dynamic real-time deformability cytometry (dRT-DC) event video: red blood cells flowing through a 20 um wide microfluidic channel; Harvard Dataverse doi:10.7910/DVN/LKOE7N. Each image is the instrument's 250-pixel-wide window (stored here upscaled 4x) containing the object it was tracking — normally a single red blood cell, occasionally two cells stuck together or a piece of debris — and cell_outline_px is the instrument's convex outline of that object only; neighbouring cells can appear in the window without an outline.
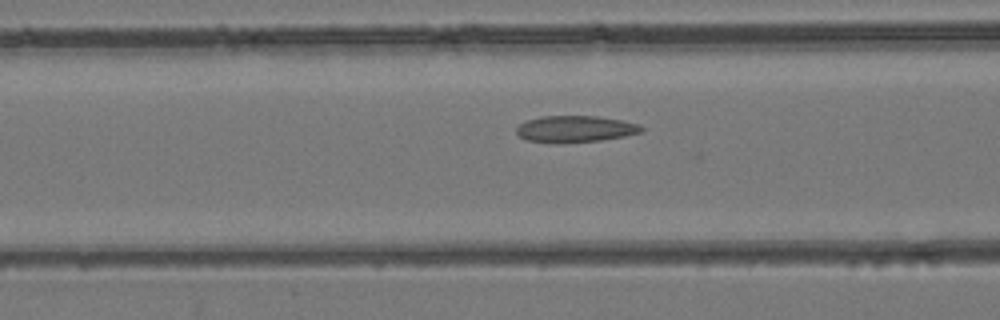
{"species": "common noctule bat (a hibernating species)", "species_latin": "Nyctalus noctula", "temperature_condition": "room temperature", "stored_images_in_passage": 45, "camera_frame_rate_fps": 3000, "um_per_image_px": 0.085, "animal": {"sex": "female", "body_mass_g": 24.6, "forearm_length_mm": 56.2}, "frame": {"image": 1, "passage_image": 16, "time_ms": 5.0, "image_size_px": [1000, 320], "cell_outline_px": [[644, 128], [640, 132], [624, 136], [600, 140], [556, 144], [524, 140], [516, 132], [516, 128], [520, 124], [528, 120], [540, 116], [596, 116], [620, 120], [640, 124]], "centroid_in_image_um": [48.85, 10.97], "position_along_channel_um": 117.7, "area_um2": 19.42}}
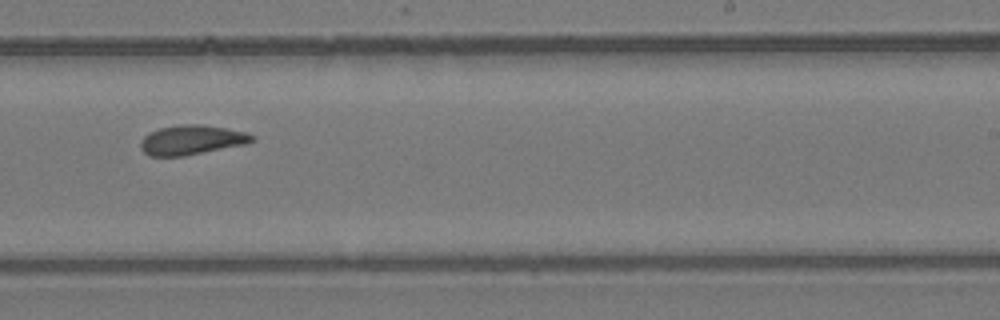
{"frame": {"image": 2, "passage_image": 27, "time_ms": 8.667, "image_size_px": [1000, 320], "cell_outline_px": [[256, 140], [244, 144], [184, 156], [148, 156], [140, 148], [140, 140], [144, 136], [160, 128], [180, 124], [200, 124], [228, 128], [248, 132], [256, 136]], "centroid_in_image_um": [16.31, 11.89], "position_along_channel_um": 272.7, "area_um2": 19.31}}
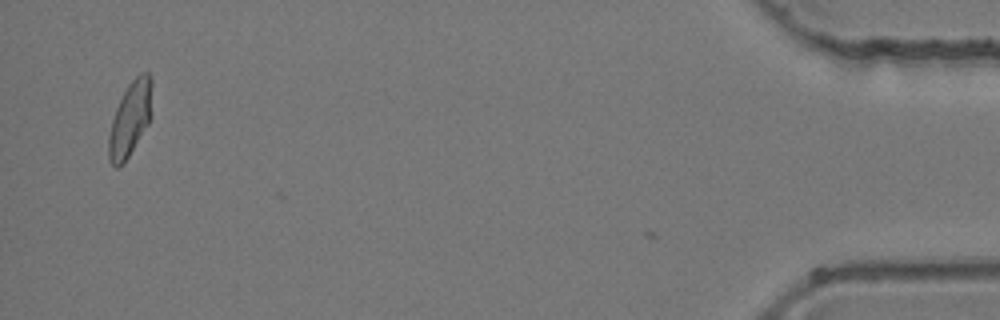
{"frame": {"image": 3, "passage_image": 44, "time_ms": 14.333, "image_size_px": [1000, 320], "cell_outline_px": [[152, 116], [148, 124], [124, 164], [116, 168], [108, 160], [108, 136], [112, 120], [116, 108], [128, 84], [140, 72], [148, 72], [152, 80]], "centroid_in_image_um": [11.08, 10.1], "position_along_channel_um": 424.1, "area_um2": 19.07}}